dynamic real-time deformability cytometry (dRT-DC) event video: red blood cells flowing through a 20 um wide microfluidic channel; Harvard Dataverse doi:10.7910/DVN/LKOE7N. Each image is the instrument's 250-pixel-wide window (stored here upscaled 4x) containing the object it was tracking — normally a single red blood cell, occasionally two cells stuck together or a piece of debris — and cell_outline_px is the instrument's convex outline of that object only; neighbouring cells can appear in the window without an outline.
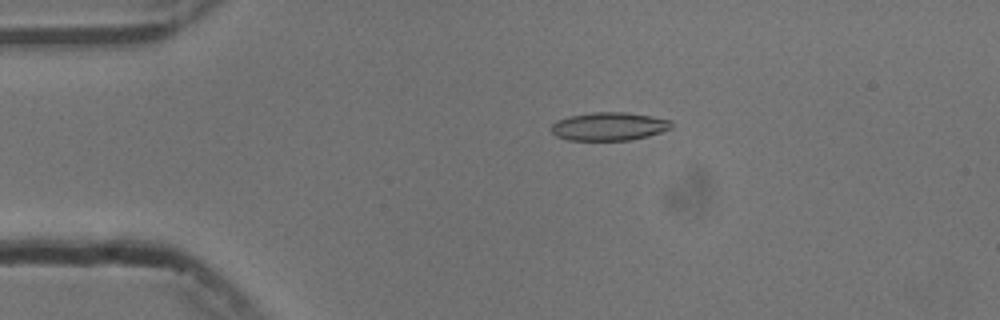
{"species": "common noctule bat (a hibernating species)", "species_latin": "Nyctalus noctula", "temperature_condition": "cold", "stored_images_in_passage": 37, "camera_frame_rate_fps": 3000, "um_per_image_px": 0.085, "animal": {"sex": "male", "body_mass_g": 13.3}, "frame": {"image": 1, "passage_image": 11, "time_ms": 3.333, "image_size_px": [1000, 320], "cell_outline_px": [[672, 128], [648, 136], [628, 140], [568, 140], [556, 136], [548, 128], [556, 120], [568, 116], [592, 112], [624, 112], [652, 116], [672, 120]], "centroid_in_image_um": [51.73, 10.74], "position_along_channel_um": 33.3, "area_um2": 19.94}}
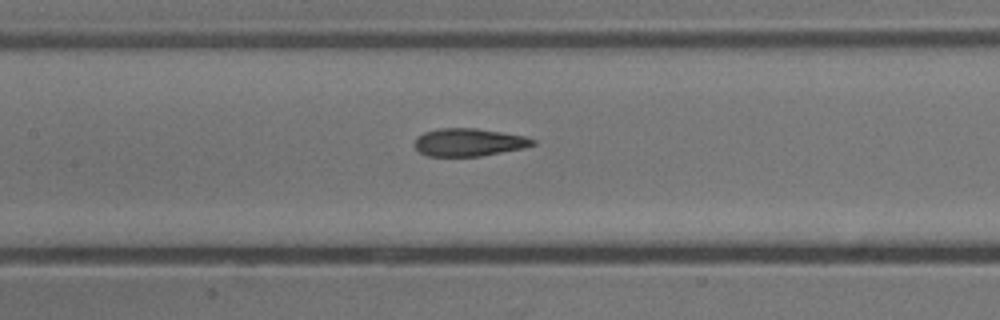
{"frame": {"image": 2, "passage_image": 25, "time_ms": 8.0, "image_size_px": [1000, 320], "cell_outline_px": [[536, 144], [524, 148], [480, 156], [428, 156], [420, 152], [412, 144], [416, 136], [424, 132], [440, 128], [476, 128], [524, 136], [536, 140]], "centroid_in_image_um": [39.82, 12.09], "position_along_channel_um": 167.6, "area_um2": 19.19}}
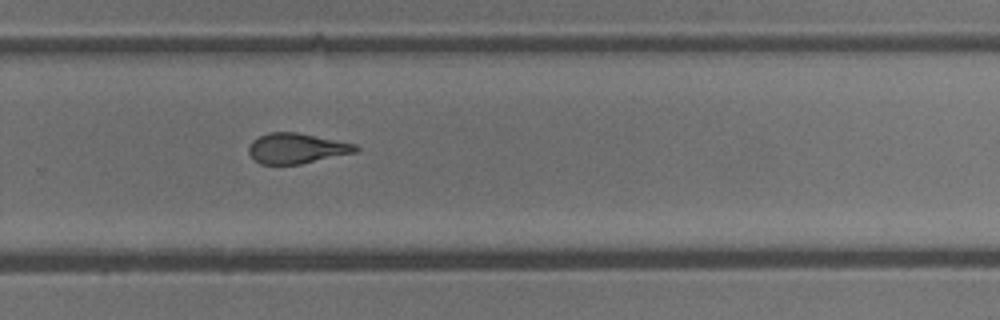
{"frame": {"image": 3, "passage_image": 36, "time_ms": 11.667, "image_size_px": [1000, 320], "cell_outline_px": [[360, 148], [356, 152], [300, 164], [260, 164], [248, 152], [248, 148], [252, 140], [268, 132], [296, 132], [356, 144]], "centroid_in_image_um": [25.2, 12.6], "position_along_channel_um": 304.6, "area_um2": 18.73}}